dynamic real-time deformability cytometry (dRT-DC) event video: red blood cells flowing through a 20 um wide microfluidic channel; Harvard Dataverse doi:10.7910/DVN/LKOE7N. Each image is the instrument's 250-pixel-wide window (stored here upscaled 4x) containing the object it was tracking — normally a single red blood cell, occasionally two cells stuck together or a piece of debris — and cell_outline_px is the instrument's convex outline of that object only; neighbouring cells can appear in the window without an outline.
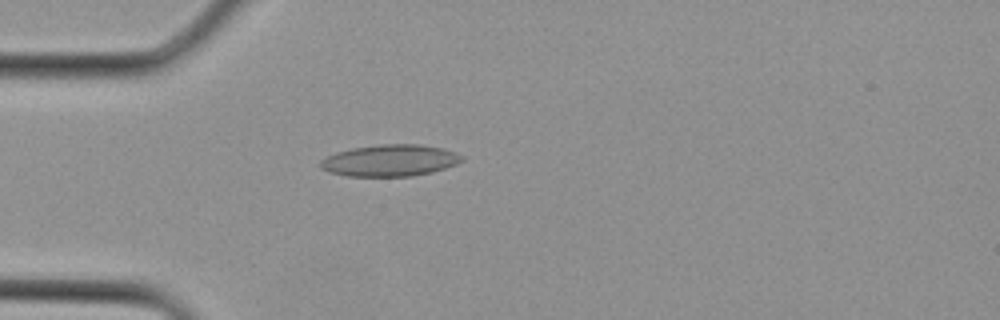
{"species": "Egyptian fruit bat (a non-hibernating species)", "species_latin": "Rousettus aegyptiacus", "temperature_condition": "cold", "stored_images_in_passage": 1, "camera_frame_rate_fps": 3000, "um_per_image_px": 0.085, "animal": {"sex": "female"}, "frame": {"image": 1, "passage_image": 1, "time_ms": 0.0, "image_size_px": [1000, 320], "cell_outline_px": [[464, 160], [456, 164], [432, 172], [412, 176], [348, 176], [328, 172], [320, 168], [320, 160], [336, 152], [352, 148], [380, 144], [420, 144], [444, 148], [456, 152], [464, 156]], "centroid_in_image_um": [33.16, 13.63], "position_along_channel_um": 51.8, "area_um2": 26.24}}